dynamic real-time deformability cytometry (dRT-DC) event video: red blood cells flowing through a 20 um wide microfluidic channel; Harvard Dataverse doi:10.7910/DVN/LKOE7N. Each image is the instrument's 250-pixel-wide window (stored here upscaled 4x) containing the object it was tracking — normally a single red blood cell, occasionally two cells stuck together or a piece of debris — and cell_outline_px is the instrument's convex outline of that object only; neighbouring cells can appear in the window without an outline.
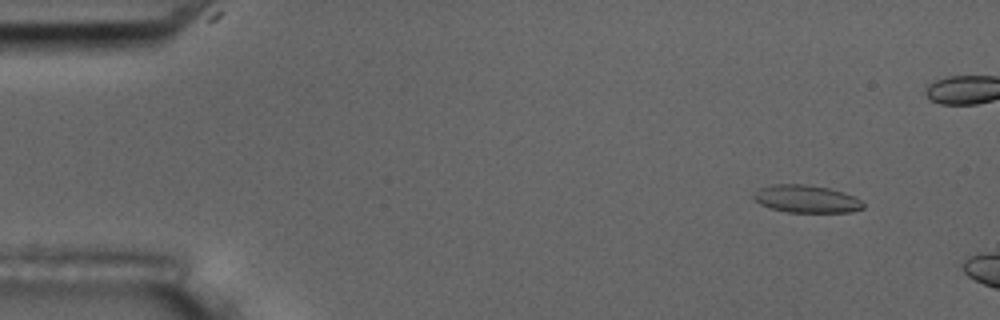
{"species": "common noctule bat (a hibernating species)", "species_latin": "Nyctalus noctula", "temperature_condition": "room temperature", "stored_images_in_passage": 4, "camera_frame_rate_fps": 3000, "um_per_image_px": 0.085, "animal": {"sex": "male", "body_mass_g": 17.5, "forearm_length_mm": 52.3}, "frame": {"image": 1, "passage_image": 2, "time_ms": 1.333, "image_size_px": [1000, 320], "cell_outline_px": [[864, 208], [852, 212], [788, 212], [772, 208], [760, 204], [752, 196], [760, 188], [772, 184], [804, 184], [828, 188], [844, 192], [860, 200], [864, 204]], "centroid_in_image_um": [68.55, 16.91], "position_along_channel_um": 16.4, "area_um2": 17.46}}